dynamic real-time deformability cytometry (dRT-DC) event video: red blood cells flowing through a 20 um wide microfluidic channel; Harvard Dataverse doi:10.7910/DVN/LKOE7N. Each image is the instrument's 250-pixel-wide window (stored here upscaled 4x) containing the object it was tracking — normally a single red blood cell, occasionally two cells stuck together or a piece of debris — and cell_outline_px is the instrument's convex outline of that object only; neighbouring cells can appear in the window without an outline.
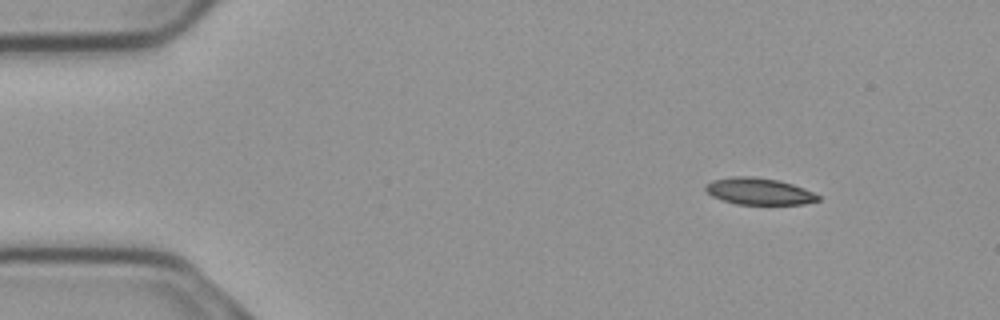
{"species": "common noctule bat (a hibernating species)", "species_latin": "Nyctalus noctula", "temperature_condition": "cold", "stored_images_in_passage": 51, "segment_of_instrument_passage": [1, 2], "camera_frame_rate_fps": 3000, "um_per_image_px": 0.085, "animal": {"sex": "male", "body_mass_g": 23.1, "forearm_length_mm": 52.7}, "frame": {"image": 1, "passage_image": 1, "time_ms": 0.0, "image_size_px": [1000, 320], "cell_outline_px": [[820, 200], [804, 204], [736, 204], [712, 196], [704, 188], [704, 184], [712, 180], [732, 176], [752, 176], [776, 180], [792, 184], [804, 188], [820, 196]], "centroid_in_image_um": [64.49, 16.26], "position_along_channel_um": 20.5, "area_um2": 17.46}}
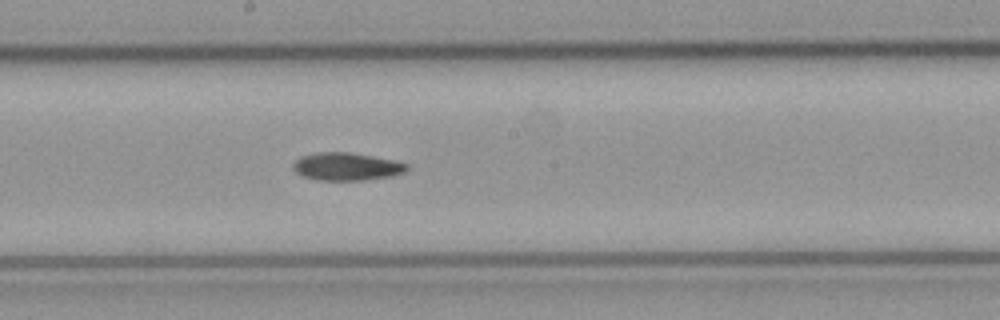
{"frame": {"image": 2, "passage_image": 24, "time_ms": 7.667, "image_size_px": [1000, 320], "cell_outline_px": [[408, 168], [404, 172], [392, 176], [364, 180], [316, 180], [300, 176], [292, 168], [292, 164], [300, 156], [316, 152], [348, 152], [372, 156], [392, 160], [408, 164]], "centroid_in_image_um": [29.4, 14.16], "position_along_channel_um": 218.8, "area_um2": 18.5}}
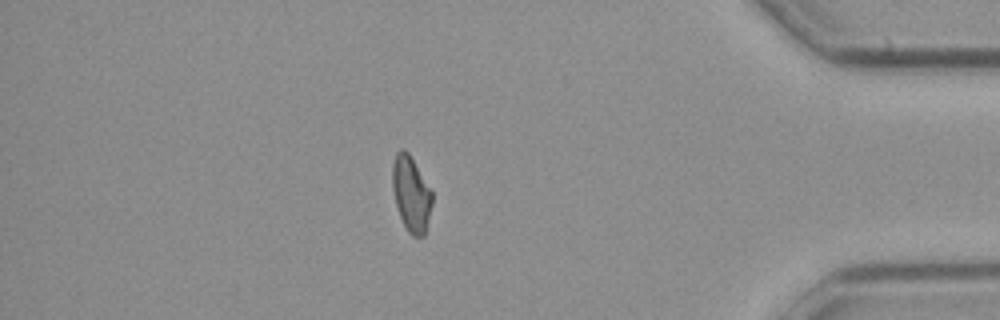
{"frame": {"image": 3, "passage_image": 42, "time_ms": 13.667, "image_size_px": [1000, 320], "cell_outline_px": [[432, 204], [424, 236], [412, 236], [408, 232], [400, 216], [396, 204], [392, 188], [392, 164], [396, 152], [400, 148], [404, 148], [408, 152], [432, 192]], "centroid_in_image_um": [34.93, 16.46], "position_along_channel_um": 400.3, "area_um2": 17.28}}